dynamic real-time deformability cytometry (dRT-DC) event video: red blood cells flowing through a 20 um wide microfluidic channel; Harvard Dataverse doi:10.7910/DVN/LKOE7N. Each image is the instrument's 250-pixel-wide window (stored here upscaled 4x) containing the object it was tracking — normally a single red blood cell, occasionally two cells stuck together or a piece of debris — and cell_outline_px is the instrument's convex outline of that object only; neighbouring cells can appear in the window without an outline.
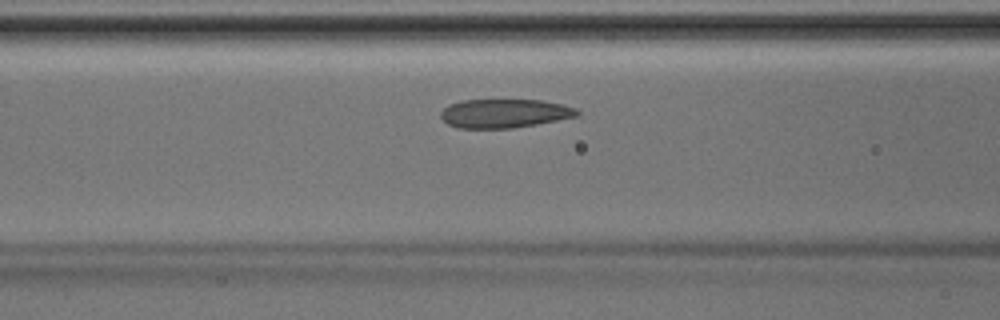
{"species": "Egyptian fruit bat (a non-hibernating species)", "species_latin": "Rousettus aegyptiacus", "temperature_condition": "room temperature", "stored_images_in_passage": 36, "camera_frame_rate_fps": 3000, "um_per_image_px": 0.085, "animal": {"sex": "male"}, "frame": {"image": 1, "passage_image": 9, "time_ms": 2.667, "image_size_px": [1000, 320], "cell_outline_px": [[580, 116], [516, 128], [456, 128], [448, 124], [440, 116], [440, 112], [448, 104], [460, 100], [544, 100], [564, 104], [576, 108], [580, 112]], "centroid_in_image_um": [42.91, 9.63], "position_along_channel_um": 123.7, "area_um2": 23.24}}
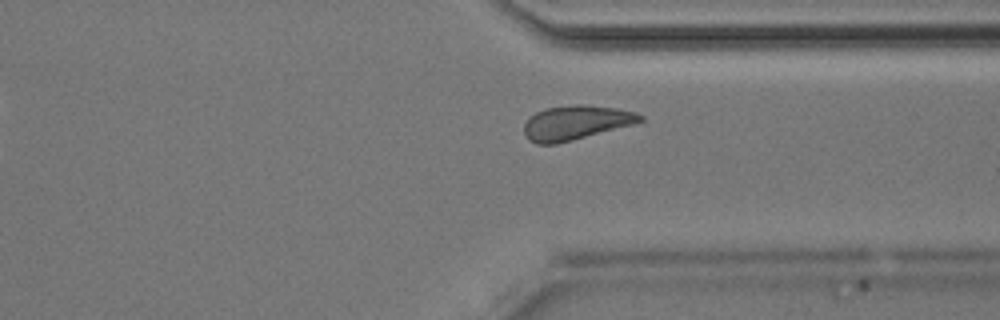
{"frame": {"image": 2, "passage_image": 25, "time_ms": 8.0, "image_size_px": [1000, 320], "cell_outline_px": [[644, 120], [632, 124], [572, 140], [556, 144], [536, 144], [528, 140], [524, 136], [524, 124], [536, 112], [544, 108], [572, 104], [584, 104], [616, 108], [636, 112], [644, 116]], "centroid_in_image_um": [48.92, 10.41], "position_along_channel_um": 362.5, "area_um2": 23.18}}
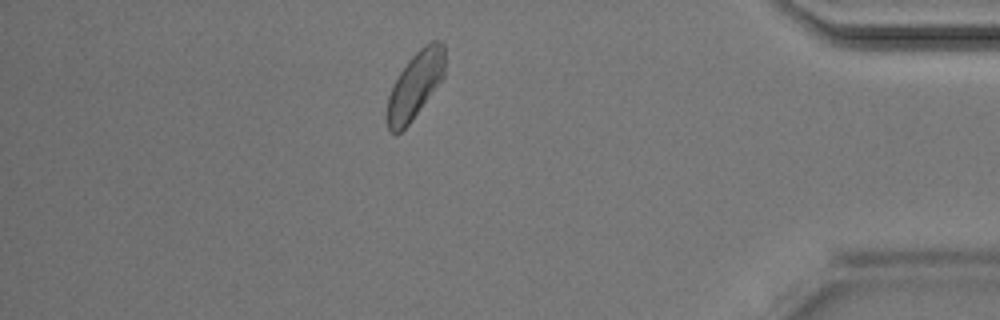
{"frame": {"image": 3, "passage_image": 30, "time_ms": 9.667, "image_size_px": [1000, 320], "cell_outline_px": [[444, 76], [408, 124], [396, 136], [388, 128], [388, 96], [400, 72], [408, 60], [424, 44], [432, 40], [436, 40], [444, 44]], "centroid_in_image_um": [35.3, 7.2], "position_along_channel_um": 399.9, "area_um2": 21.79}}